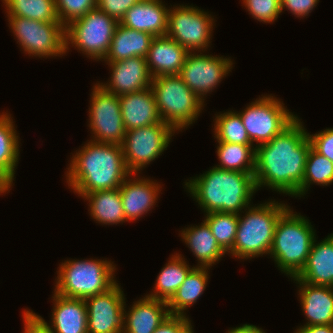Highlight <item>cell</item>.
Masks as SVG:
<instances>
[{"instance_id": "28", "label": "cell", "mask_w": 333, "mask_h": 333, "mask_svg": "<svg viewBox=\"0 0 333 333\" xmlns=\"http://www.w3.org/2000/svg\"><path fill=\"white\" fill-rule=\"evenodd\" d=\"M208 267H194L176 293L167 302L170 315L186 316L185 310L193 306L203 294L209 279Z\"/></svg>"}, {"instance_id": "32", "label": "cell", "mask_w": 333, "mask_h": 333, "mask_svg": "<svg viewBox=\"0 0 333 333\" xmlns=\"http://www.w3.org/2000/svg\"><path fill=\"white\" fill-rule=\"evenodd\" d=\"M7 16L25 17L41 22H60L55 0H3Z\"/></svg>"}, {"instance_id": "29", "label": "cell", "mask_w": 333, "mask_h": 333, "mask_svg": "<svg viewBox=\"0 0 333 333\" xmlns=\"http://www.w3.org/2000/svg\"><path fill=\"white\" fill-rule=\"evenodd\" d=\"M194 268L189 267L181 254L172 255L168 263L161 269L156 279L155 287L147 297L168 302L184 282L188 273Z\"/></svg>"}, {"instance_id": "40", "label": "cell", "mask_w": 333, "mask_h": 333, "mask_svg": "<svg viewBox=\"0 0 333 333\" xmlns=\"http://www.w3.org/2000/svg\"><path fill=\"white\" fill-rule=\"evenodd\" d=\"M191 321L183 315H169L154 333H194Z\"/></svg>"}, {"instance_id": "22", "label": "cell", "mask_w": 333, "mask_h": 333, "mask_svg": "<svg viewBox=\"0 0 333 333\" xmlns=\"http://www.w3.org/2000/svg\"><path fill=\"white\" fill-rule=\"evenodd\" d=\"M51 325L39 316L53 333H88V311L84 299L69 298L54 292Z\"/></svg>"}, {"instance_id": "21", "label": "cell", "mask_w": 333, "mask_h": 333, "mask_svg": "<svg viewBox=\"0 0 333 333\" xmlns=\"http://www.w3.org/2000/svg\"><path fill=\"white\" fill-rule=\"evenodd\" d=\"M126 131L161 122L151 87L119 96Z\"/></svg>"}, {"instance_id": "8", "label": "cell", "mask_w": 333, "mask_h": 333, "mask_svg": "<svg viewBox=\"0 0 333 333\" xmlns=\"http://www.w3.org/2000/svg\"><path fill=\"white\" fill-rule=\"evenodd\" d=\"M118 22L95 8L65 26L66 52L70 44L87 57L101 61L108 54ZM70 41V42H69Z\"/></svg>"}, {"instance_id": "13", "label": "cell", "mask_w": 333, "mask_h": 333, "mask_svg": "<svg viewBox=\"0 0 333 333\" xmlns=\"http://www.w3.org/2000/svg\"><path fill=\"white\" fill-rule=\"evenodd\" d=\"M89 108V127L92 141L118 144L124 141L126 130L120 109L119 96L106 91L99 82L93 86Z\"/></svg>"}, {"instance_id": "31", "label": "cell", "mask_w": 333, "mask_h": 333, "mask_svg": "<svg viewBox=\"0 0 333 333\" xmlns=\"http://www.w3.org/2000/svg\"><path fill=\"white\" fill-rule=\"evenodd\" d=\"M217 142L216 151L220 165L215 167L229 171L254 173L256 147L253 145Z\"/></svg>"}, {"instance_id": "42", "label": "cell", "mask_w": 333, "mask_h": 333, "mask_svg": "<svg viewBox=\"0 0 333 333\" xmlns=\"http://www.w3.org/2000/svg\"><path fill=\"white\" fill-rule=\"evenodd\" d=\"M24 321L23 333H53L48 325L32 310L22 312Z\"/></svg>"}, {"instance_id": "43", "label": "cell", "mask_w": 333, "mask_h": 333, "mask_svg": "<svg viewBox=\"0 0 333 333\" xmlns=\"http://www.w3.org/2000/svg\"><path fill=\"white\" fill-rule=\"evenodd\" d=\"M294 333H333V325H304L297 328Z\"/></svg>"}, {"instance_id": "27", "label": "cell", "mask_w": 333, "mask_h": 333, "mask_svg": "<svg viewBox=\"0 0 333 333\" xmlns=\"http://www.w3.org/2000/svg\"><path fill=\"white\" fill-rule=\"evenodd\" d=\"M82 198L89 201L90 215L98 223L117 225L126 222L119 188L97 190Z\"/></svg>"}, {"instance_id": "12", "label": "cell", "mask_w": 333, "mask_h": 333, "mask_svg": "<svg viewBox=\"0 0 333 333\" xmlns=\"http://www.w3.org/2000/svg\"><path fill=\"white\" fill-rule=\"evenodd\" d=\"M214 21V17L197 7L175 5L168 12L166 36L188 52H204L212 40Z\"/></svg>"}, {"instance_id": "5", "label": "cell", "mask_w": 333, "mask_h": 333, "mask_svg": "<svg viewBox=\"0 0 333 333\" xmlns=\"http://www.w3.org/2000/svg\"><path fill=\"white\" fill-rule=\"evenodd\" d=\"M288 208V205L274 200L257 207L248 206L243 217L238 214L237 233L230 256L244 260L269 255L276 223Z\"/></svg>"}, {"instance_id": "25", "label": "cell", "mask_w": 333, "mask_h": 333, "mask_svg": "<svg viewBox=\"0 0 333 333\" xmlns=\"http://www.w3.org/2000/svg\"><path fill=\"white\" fill-rule=\"evenodd\" d=\"M154 36L129 29L120 23L116 26L105 62H116L130 57L146 58Z\"/></svg>"}, {"instance_id": "16", "label": "cell", "mask_w": 333, "mask_h": 333, "mask_svg": "<svg viewBox=\"0 0 333 333\" xmlns=\"http://www.w3.org/2000/svg\"><path fill=\"white\" fill-rule=\"evenodd\" d=\"M107 64L112 69L110 82L99 83L106 91L120 96L151 87L153 77L146 58L130 57Z\"/></svg>"}, {"instance_id": "20", "label": "cell", "mask_w": 333, "mask_h": 333, "mask_svg": "<svg viewBox=\"0 0 333 333\" xmlns=\"http://www.w3.org/2000/svg\"><path fill=\"white\" fill-rule=\"evenodd\" d=\"M189 52L168 36L154 37L146 61L152 77L178 75Z\"/></svg>"}, {"instance_id": "39", "label": "cell", "mask_w": 333, "mask_h": 333, "mask_svg": "<svg viewBox=\"0 0 333 333\" xmlns=\"http://www.w3.org/2000/svg\"><path fill=\"white\" fill-rule=\"evenodd\" d=\"M308 137L311 142V147L317 153L333 162V128H328L312 135L308 133Z\"/></svg>"}, {"instance_id": "34", "label": "cell", "mask_w": 333, "mask_h": 333, "mask_svg": "<svg viewBox=\"0 0 333 333\" xmlns=\"http://www.w3.org/2000/svg\"><path fill=\"white\" fill-rule=\"evenodd\" d=\"M313 183L320 186H327L333 183V162L310 147L303 182L300 186V197L306 194Z\"/></svg>"}, {"instance_id": "2", "label": "cell", "mask_w": 333, "mask_h": 333, "mask_svg": "<svg viewBox=\"0 0 333 333\" xmlns=\"http://www.w3.org/2000/svg\"><path fill=\"white\" fill-rule=\"evenodd\" d=\"M67 169L68 187L78 196L120 188L131 174L126 167L121 145L92 140L72 156Z\"/></svg>"}, {"instance_id": "10", "label": "cell", "mask_w": 333, "mask_h": 333, "mask_svg": "<svg viewBox=\"0 0 333 333\" xmlns=\"http://www.w3.org/2000/svg\"><path fill=\"white\" fill-rule=\"evenodd\" d=\"M274 97H259L238 112L252 144L255 141L258 145L271 141L298 117Z\"/></svg>"}, {"instance_id": "37", "label": "cell", "mask_w": 333, "mask_h": 333, "mask_svg": "<svg viewBox=\"0 0 333 333\" xmlns=\"http://www.w3.org/2000/svg\"><path fill=\"white\" fill-rule=\"evenodd\" d=\"M249 14L263 23H273L281 10L280 0H242Z\"/></svg>"}, {"instance_id": "41", "label": "cell", "mask_w": 333, "mask_h": 333, "mask_svg": "<svg viewBox=\"0 0 333 333\" xmlns=\"http://www.w3.org/2000/svg\"><path fill=\"white\" fill-rule=\"evenodd\" d=\"M280 2L282 12L284 9H288L292 15L303 18L311 13L319 0H280Z\"/></svg>"}, {"instance_id": "24", "label": "cell", "mask_w": 333, "mask_h": 333, "mask_svg": "<svg viewBox=\"0 0 333 333\" xmlns=\"http://www.w3.org/2000/svg\"><path fill=\"white\" fill-rule=\"evenodd\" d=\"M315 238L306 264L293 280L333 287V233L321 242Z\"/></svg>"}, {"instance_id": "4", "label": "cell", "mask_w": 333, "mask_h": 333, "mask_svg": "<svg viewBox=\"0 0 333 333\" xmlns=\"http://www.w3.org/2000/svg\"><path fill=\"white\" fill-rule=\"evenodd\" d=\"M315 238L311 222L289 207L276 223L269 255L281 272L294 278L306 264Z\"/></svg>"}, {"instance_id": "6", "label": "cell", "mask_w": 333, "mask_h": 333, "mask_svg": "<svg viewBox=\"0 0 333 333\" xmlns=\"http://www.w3.org/2000/svg\"><path fill=\"white\" fill-rule=\"evenodd\" d=\"M58 268L54 292L65 297L85 300L117 284L113 276L116 268L107 259L65 260Z\"/></svg>"}, {"instance_id": "36", "label": "cell", "mask_w": 333, "mask_h": 333, "mask_svg": "<svg viewBox=\"0 0 333 333\" xmlns=\"http://www.w3.org/2000/svg\"><path fill=\"white\" fill-rule=\"evenodd\" d=\"M59 21L67 26L96 8V0H55Z\"/></svg>"}, {"instance_id": "9", "label": "cell", "mask_w": 333, "mask_h": 333, "mask_svg": "<svg viewBox=\"0 0 333 333\" xmlns=\"http://www.w3.org/2000/svg\"><path fill=\"white\" fill-rule=\"evenodd\" d=\"M9 27L20 47L29 56L51 57L66 53L65 26L61 22H41L8 16Z\"/></svg>"}, {"instance_id": "17", "label": "cell", "mask_w": 333, "mask_h": 333, "mask_svg": "<svg viewBox=\"0 0 333 333\" xmlns=\"http://www.w3.org/2000/svg\"><path fill=\"white\" fill-rule=\"evenodd\" d=\"M134 175V179L129 177ZM130 174L120 186V195L126 221H135L150 211L158 198L161 185L148 178Z\"/></svg>"}, {"instance_id": "45", "label": "cell", "mask_w": 333, "mask_h": 333, "mask_svg": "<svg viewBox=\"0 0 333 333\" xmlns=\"http://www.w3.org/2000/svg\"><path fill=\"white\" fill-rule=\"evenodd\" d=\"M11 186L12 183L0 172V194L9 191Z\"/></svg>"}, {"instance_id": "15", "label": "cell", "mask_w": 333, "mask_h": 333, "mask_svg": "<svg viewBox=\"0 0 333 333\" xmlns=\"http://www.w3.org/2000/svg\"><path fill=\"white\" fill-rule=\"evenodd\" d=\"M88 311V333H122L124 293L117 283L108 292L85 299Z\"/></svg>"}, {"instance_id": "14", "label": "cell", "mask_w": 333, "mask_h": 333, "mask_svg": "<svg viewBox=\"0 0 333 333\" xmlns=\"http://www.w3.org/2000/svg\"><path fill=\"white\" fill-rule=\"evenodd\" d=\"M233 61L223 56L189 52L178 76L204 102V96L212 92L230 73Z\"/></svg>"}, {"instance_id": "7", "label": "cell", "mask_w": 333, "mask_h": 333, "mask_svg": "<svg viewBox=\"0 0 333 333\" xmlns=\"http://www.w3.org/2000/svg\"><path fill=\"white\" fill-rule=\"evenodd\" d=\"M151 89L161 121L175 131L193 124L205 105L178 75L154 77Z\"/></svg>"}, {"instance_id": "30", "label": "cell", "mask_w": 333, "mask_h": 333, "mask_svg": "<svg viewBox=\"0 0 333 333\" xmlns=\"http://www.w3.org/2000/svg\"><path fill=\"white\" fill-rule=\"evenodd\" d=\"M13 119L7 112L0 113V172L11 182L19 160V136Z\"/></svg>"}, {"instance_id": "38", "label": "cell", "mask_w": 333, "mask_h": 333, "mask_svg": "<svg viewBox=\"0 0 333 333\" xmlns=\"http://www.w3.org/2000/svg\"><path fill=\"white\" fill-rule=\"evenodd\" d=\"M139 1L140 0H96V8L120 23L126 12Z\"/></svg>"}, {"instance_id": "44", "label": "cell", "mask_w": 333, "mask_h": 333, "mask_svg": "<svg viewBox=\"0 0 333 333\" xmlns=\"http://www.w3.org/2000/svg\"><path fill=\"white\" fill-rule=\"evenodd\" d=\"M227 333H265L262 328L255 325L244 324L242 326L232 328Z\"/></svg>"}, {"instance_id": "1", "label": "cell", "mask_w": 333, "mask_h": 333, "mask_svg": "<svg viewBox=\"0 0 333 333\" xmlns=\"http://www.w3.org/2000/svg\"><path fill=\"white\" fill-rule=\"evenodd\" d=\"M254 179L257 190L268 186L273 191L300 197L307 156L311 147L308 132L297 117L271 141L255 145Z\"/></svg>"}, {"instance_id": "33", "label": "cell", "mask_w": 333, "mask_h": 333, "mask_svg": "<svg viewBox=\"0 0 333 333\" xmlns=\"http://www.w3.org/2000/svg\"><path fill=\"white\" fill-rule=\"evenodd\" d=\"M214 137L219 142L253 145L237 112L228 111L215 115Z\"/></svg>"}, {"instance_id": "23", "label": "cell", "mask_w": 333, "mask_h": 333, "mask_svg": "<svg viewBox=\"0 0 333 333\" xmlns=\"http://www.w3.org/2000/svg\"><path fill=\"white\" fill-rule=\"evenodd\" d=\"M295 281L299 284L298 295L308 320L305 325H333V287Z\"/></svg>"}, {"instance_id": "35", "label": "cell", "mask_w": 333, "mask_h": 333, "mask_svg": "<svg viewBox=\"0 0 333 333\" xmlns=\"http://www.w3.org/2000/svg\"><path fill=\"white\" fill-rule=\"evenodd\" d=\"M204 221L211 229L212 235L216 238L219 246L229 253L235 242L238 214L227 212H213L205 214Z\"/></svg>"}, {"instance_id": "3", "label": "cell", "mask_w": 333, "mask_h": 333, "mask_svg": "<svg viewBox=\"0 0 333 333\" xmlns=\"http://www.w3.org/2000/svg\"><path fill=\"white\" fill-rule=\"evenodd\" d=\"M185 182V188L205 214L227 212L240 214L250 206L257 191L254 173H242L213 167Z\"/></svg>"}, {"instance_id": "11", "label": "cell", "mask_w": 333, "mask_h": 333, "mask_svg": "<svg viewBox=\"0 0 333 333\" xmlns=\"http://www.w3.org/2000/svg\"><path fill=\"white\" fill-rule=\"evenodd\" d=\"M175 130L161 121L146 127L126 131L121 144L127 169L131 174L156 160L167 149Z\"/></svg>"}, {"instance_id": "18", "label": "cell", "mask_w": 333, "mask_h": 333, "mask_svg": "<svg viewBox=\"0 0 333 333\" xmlns=\"http://www.w3.org/2000/svg\"><path fill=\"white\" fill-rule=\"evenodd\" d=\"M169 315L166 301L145 296L135 301L129 311L124 308L122 333H154Z\"/></svg>"}, {"instance_id": "19", "label": "cell", "mask_w": 333, "mask_h": 333, "mask_svg": "<svg viewBox=\"0 0 333 333\" xmlns=\"http://www.w3.org/2000/svg\"><path fill=\"white\" fill-rule=\"evenodd\" d=\"M169 8L162 0H140L132 6L120 24L133 30L165 36L167 32Z\"/></svg>"}, {"instance_id": "26", "label": "cell", "mask_w": 333, "mask_h": 333, "mask_svg": "<svg viewBox=\"0 0 333 333\" xmlns=\"http://www.w3.org/2000/svg\"><path fill=\"white\" fill-rule=\"evenodd\" d=\"M181 237L190 251L196 256L197 267L210 268L227 254L212 235L208 224L203 220L199 226L187 227L181 230ZM224 255V256H223Z\"/></svg>"}]
</instances>
